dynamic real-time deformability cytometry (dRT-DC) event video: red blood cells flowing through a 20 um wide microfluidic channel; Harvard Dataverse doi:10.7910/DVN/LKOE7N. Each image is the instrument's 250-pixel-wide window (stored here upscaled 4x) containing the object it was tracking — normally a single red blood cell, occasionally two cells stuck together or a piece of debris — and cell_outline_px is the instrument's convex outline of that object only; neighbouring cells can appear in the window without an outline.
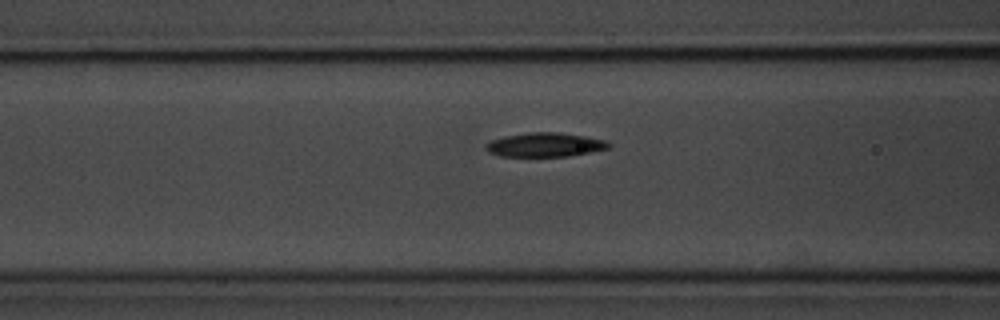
{"species": "common noctule bat (a hibernating species)", "species_latin": "Nyctalus noctula", "temperature_condition": "room temperature", "stored_images_in_passage": 7, "camera_frame_rate_fps": 3000, "um_per_image_px": 0.085, "animal": {"sex": "male", "body_mass_g": 20.1, "forearm_length_mm": 53.5}, "frame": {"image": 1, "passage_image": 3, "time_ms": 3.333, "image_size_px": [1000, 320], "cell_outline_px": [[612, 144], [608, 148], [568, 156], [500, 156], [488, 152], [484, 148], [484, 144], [492, 140], [504, 136], [528, 132], [556, 132], [584, 136], [604, 140]], "centroid_in_image_um": [46.26, 12.3], "position_along_channel_um": 120.3, "area_um2": 17.11}}
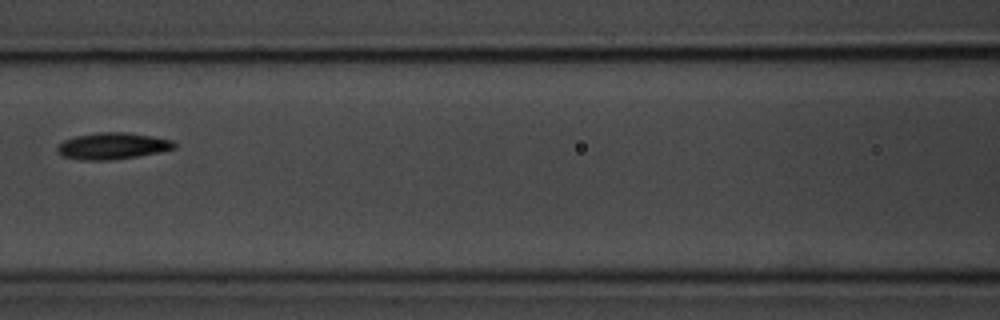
{"frame": {"image": 2, "passage_image": 4, "time_ms": 4.333, "image_size_px": [1000, 320], "cell_outline_px": [[176, 148], [160, 152], [112, 160], [80, 160], [60, 156], [56, 152], [56, 148], [64, 140], [76, 136], [100, 132], [128, 132], [152, 136], [172, 140], [176, 144]], "centroid_in_image_um": [9.54, 12.41], "position_along_channel_um": 157.1, "area_um2": 18.21}}
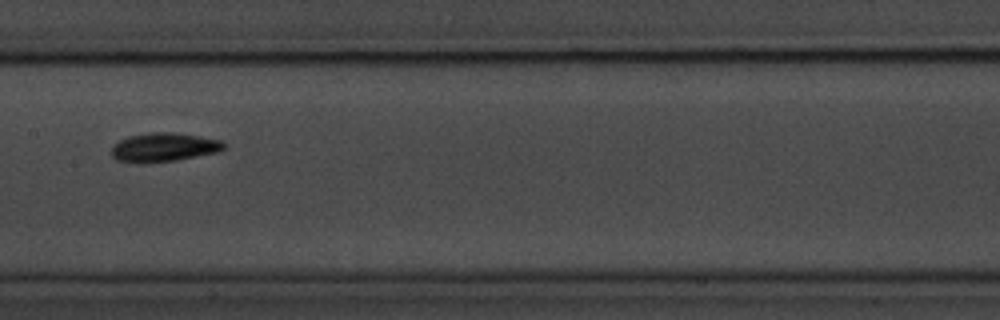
{"frame": {"image": 3, "passage_image": 5, "time_ms": 5.333, "image_size_px": [1000, 320], "cell_outline_px": [[228, 144], [224, 148], [216, 152], [176, 160], [144, 164], [132, 164], [116, 160], [112, 156], [112, 144], [128, 136], [152, 132], [172, 132], [200, 136], [220, 140]], "centroid_in_image_um": [13.87, 12.53], "position_along_channel_um": 193.5, "area_um2": 19.19}}